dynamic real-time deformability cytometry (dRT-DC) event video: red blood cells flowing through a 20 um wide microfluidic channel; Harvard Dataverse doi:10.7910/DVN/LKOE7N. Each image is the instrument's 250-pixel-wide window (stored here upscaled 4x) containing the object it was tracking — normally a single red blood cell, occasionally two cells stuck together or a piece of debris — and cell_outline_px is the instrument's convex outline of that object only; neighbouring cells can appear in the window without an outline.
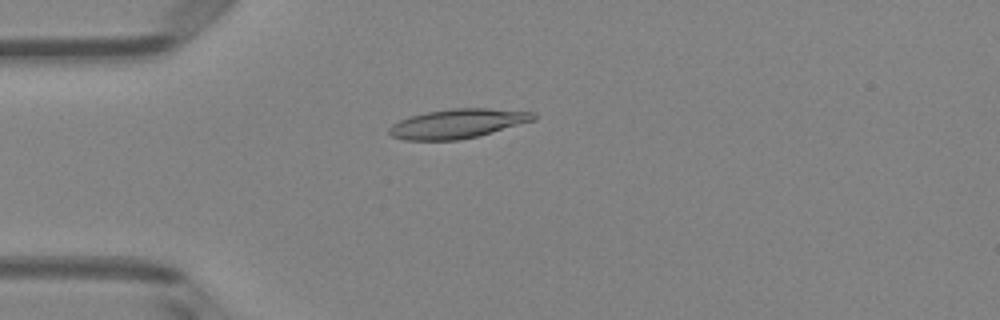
{"species": "Egyptian fruit bat (a non-hibernating species)", "species_latin": "Rousettus aegyptiacus", "temperature_condition": "room temperature", "stored_images_in_passage": 46, "camera_frame_rate_fps": 3000, "um_per_image_px": 0.085, "animal": {"sex": "female"}, "frame": {"image": 1, "passage_image": 9, "time_ms": 2.667, "image_size_px": [1000, 320], "cell_outline_px": [[536, 120], [476, 136], [460, 140], [404, 140], [392, 136], [388, 132], [388, 128], [392, 124], [408, 116], [428, 112], [452, 108], [488, 108], [536, 112]], "centroid_in_image_um": [38.89, 10.5], "position_along_channel_um": 46.1, "area_um2": 24.62}}
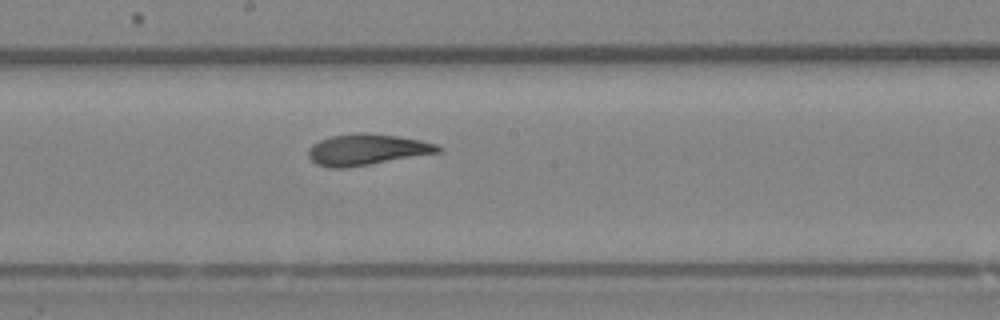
{"frame": {"image": 2, "passage_image": 23, "time_ms": 7.333, "image_size_px": [1000, 320], "cell_outline_px": [[440, 152], [348, 168], [328, 168], [316, 164], [308, 156], [308, 148], [312, 144], [320, 140], [332, 136], [360, 132], [364, 132], [396, 136], [420, 140], [436, 144], [440, 148]], "centroid_in_image_um": [31.13, 12.72], "position_along_channel_um": 217.1, "area_um2": 23.41}}
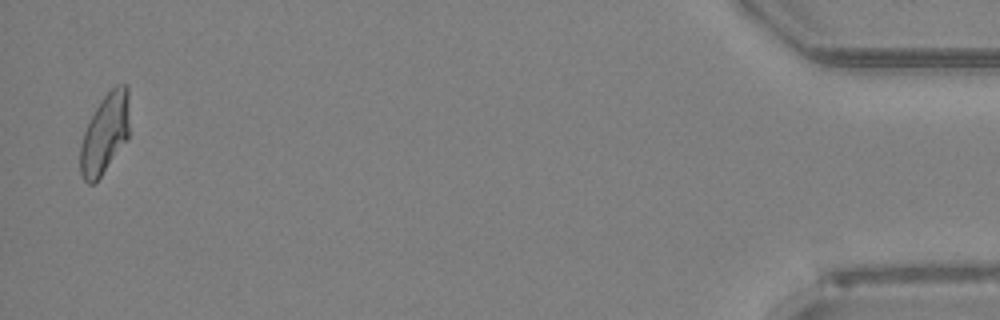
{"frame": {"image": 3, "passage_image": 45, "time_ms": 14.667, "image_size_px": [1000, 320], "cell_outline_px": [[128, 136], [100, 176], [92, 184], [88, 184], [84, 180], [80, 172], [80, 144], [84, 132], [96, 108], [104, 96], [116, 84], [128, 84]], "centroid_in_image_um": [8.9, 11.33], "position_along_channel_um": 426.3, "area_um2": 22.25}, "authors_computed_cell_mechanics": {"area_um2": 23.409, "velocity_mm_per_s": 4.0276, "shape_relaxation_time_tau1_ms": null, "shape_relaxation_time_tau2_ms": 1.9753, "deformation_change_tau1": null, "deformation_change_tau2": 0.0825}}